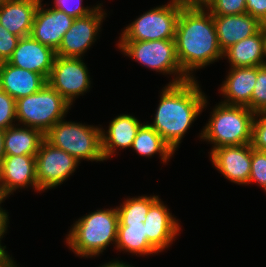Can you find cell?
Instances as JSON below:
<instances>
[{"mask_svg": "<svg viewBox=\"0 0 266 267\" xmlns=\"http://www.w3.org/2000/svg\"><path fill=\"white\" fill-rule=\"evenodd\" d=\"M176 54L182 71L194 79L192 71L223 57L213 15L204 6L185 5L175 32Z\"/></svg>", "mask_w": 266, "mask_h": 267, "instance_id": "cell-1", "label": "cell"}, {"mask_svg": "<svg viewBox=\"0 0 266 267\" xmlns=\"http://www.w3.org/2000/svg\"><path fill=\"white\" fill-rule=\"evenodd\" d=\"M161 94L154 121L149 125L175 152L195 118L207 106V99L195 78L167 84Z\"/></svg>", "mask_w": 266, "mask_h": 267, "instance_id": "cell-2", "label": "cell"}, {"mask_svg": "<svg viewBox=\"0 0 266 267\" xmlns=\"http://www.w3.org/2000/svg\"><path fill=\"white\" fill-rule=\"evenodd\" d=\"M118 224L117 208L96 210L73 224L66 237V244L77 256H97L111 242L116 245Z\"/></svg>", "mask_w": 266, "mask_h": 267, "instance_id": "cell-3", "label": "cell"}, {"mask_svg": "<svg viewBox=\"0 0 266 267\" xmlns=\"http://www.w3.org/2000/svg\"><path fill=\"white\" fill-rule=\"evenodd\" d=\"M200 138L214 144L212 150L223 146L251 144L255 113L246 106L220 102L212 111Z\"/></svg>", "mask_w": 266, "mask_h": 267, "instance_id": "cell-4", "label": "cell"}, {"mask_svg": "<svg viewBox=\"0 0 266 267\" xmlns=\"http://www.w3.org/2000/svg\"><path fill=\"white\" fill-rule=\"evenodd\" d=\"M71 105L48 83L34 94L16 100V120L44 135L71 108Z\"/></svg>", "mask_w": 266, "mask_h": 267, "instance_id": "cell-5", "label": "cell"}, {"mask_svg": "<svg viewBox=\"0 0 266 267\" xmlns=\"http://www.w3.org/2000/svg\"><path fill=\"white\" fill-rule=\"evenodd\" d=\"M101 129L82 123L59 120L46 134L45 140L64 150L79 162L104 161L101 149Z\"/></svg>", "mask_w": 266, "mask_h": 267, "instance_id": "cell-6", "label": "cell"}, {"mask_svg": "<svg viewBox=\"0 0 266 267\" xmlns=\"http://www.w3.org/2000/svg\"><path fill=\"white\" fill-rule=\"evenodd\" d=\"M119 49L127 56L135 59L147 68L163 74H174L176 77L169 82L179 84L190 80L182 71L176 54L175 39L152 41H119ZM178 75V76H177Z\"/></svg>", "mask_w": 266, "mask_h": 267, "instance_id": "cell-7", "label": "cell"}, {"mask_svg": "<svg viewBox=\"0 0 266 267\" xmlns=\"http://www.w3.org/2000/svg\"><path fill=\"white\" fill-rule=\"evenodd\" d=\"M184 6L181 0H171L143 13L123 30L119 41L175 39L177 20Z\"/></svg>", "mask_w": 266, "mask_h": 267, "instance_id": "cell-8", "label": "cell"}, {"mask_svg": "<svg viewBox=\"0 0 266 267\" xmlns=\"http://www.w3.org/2000/svg\"><path fill=\"white\" fill-rule=\"evenodd\" d=\"M36 179L39 191L54 188L75 172L79 161L64 150L44 140L36 156Z\"/></svg>", "mask_w": 266, "mask_h": 267, "instance_id": "cell-9", "label": "cell"}, {"mask_svg": "<svg viewBox=\"0 0 266 267\" xmlns=\"http://www.w3.org/2000/svg\"><path fill=\"white\" fill-rule=\"evenodd\" d=\"M88 69L81 58L56 56L47 83L72 105L90 88Z\"/></svg>", "mask_w": 266, "mask_h": 267, "instance_id": "cell-10", "label": "cell"}, {"mask_svg": "<svg viewBox=\"0 0 266 267\" xmlns=\"http://www.w3.org/2000/svg\"><path fill=\"white\" fill-rule=\"evenodd\" d=\"M101 4L91 14L74 19L69 30L64 34L56 56L81 58L82 54L95 42L100 26L105 17Z\"/></svg>", "mask_w": 266, "mask_h": 267, "instance_id": "cell-11", "label": "cell"}, {"mask_svg": "<svg viewBox=\"0 0 266 267\" xmlns=\"http://www.w3.org/2000/svg\"><path fill=\"white\" fill-rule=\"evenodd\" d=\"M211 162L221 174L236 184H248L251 172V144L223 146L211 150Z\"/></svg>", "mask_w": 266, "mask_h": 267, "instance_id": "cell-12", "label": "cell"}, {"mask_svg": "<svg viewBox=\"0 0 266 267\" xmlns=\"http://www.w3.org/2000/svg\"><path fill=\"white\" fill-rule=\"evenodd\" d=\"M55 58L56 51L53 48L27 36L19 39L8 62L16 67L36 72L47 80Z\"/></svg>", "mask_w": 266, "mask_h": 267, "instance_id": "cell-13", "label": "cell"}, {"mask_svg": "<svg viewBox=\"0 0 266 267\" xmlns=\"http://www.w3.org/2000/svg\"><path fill=\"white\" fill-rule=\"evenodd\" d=\"M73 21L74 18L63 11L55 8L44 9L40 2L34 15L30 36L56 51Z\"/></svg>", "mask_w": 266, "mask_h": 267, "instance_id": "cell-14", "label": "cell"}, {"mask_svg": "<svg viewBox=\"0 0 266 267\" xmlns=\"http://www.w3.org/2000/svg\"><path fill=\"white\" fill-rule=\"evenodd\" d=\"M28 185L39 191L35 156H5L0 164V194L8 197L17 189Z\"/></svg>", "mask_w": 266, "mask_h": 267, "instance_id": "cell-15", "label": "cell"}, {"mask_svg": "<svg viewBox=\"0 0 266 267\" xmlns=\"http://www.w3.org/2000/svg\"><path fill=\"white\" fill-rule=\"evenodd\" d=\"M176 218L169 213V209L158 198L151 206L143 222L145 225L147 240L157 251L162 252L168 248L177 235H179L180 224Z\"/></svg>", "mask_w": 266, "mask_h": 267, "instance_id": "cell-16", "label": "cell"}, {"mask_svg": "<svg viewBox=\"0 0 266 267\" xmlns=\"http://www.w3.org/2000/svg\"><path fill=\"white\" fill-rule=\"evenodd\" d=\"M217 39L224 52L231 45L256 34L264 25L248 13L213 15Z\"/></svg>", "mask_w": 266, "mask_h": 267, "instance_id": "cell-17", "label": "cell"}, {"mask_svg": "<svg viewBox=\"0 0 266 267\" xmlns=\"http://www.w3.org/2000/svg\"><path fill=\"white\" fill-rule=\"evenodd\" d=\"M40 0H3L0 2V24L10 33L30 36L34 15Z\"/></svg>", "mask_w": 266, "mask_h": 267, "instance_id": "cell-18", "label": "cell"}, {"mask_svg": "<svg viewBox=\"0 0 266 267\" xmlns=\"http://www.w3.org/2000/svg\"><path fill=\"white\" fill-rule=\"evenodd\" d=\"M47 80L36 72L11 65L8 61L0 63V89L15 100L39 91Z\"/></svg>", "mask_w": 266, "mask_h": 267, "instance_id": "cell-19", "label": "cell"}, {"mask_svg": "<svg viewBox=\"0 0 266 267\" xmlns=\"http://www.w3.org/2000/svg\"><path fill=\"white\" fill-rule=\"evenodd\" d=\"M223 82L221 94L226 98L222 103L246 106L251 110V95L257 77L256 67H231Z\"/></svg>", "mask_w": 266, "mask_h": 267, "instance_id": "cell-20", "label": "cell"}, {"mask_svg": "<svg viewBox=\"0 0 266 267\" xmlns=\"http://www.w3.org/2000/svg\"><path fill=\"white\" fill-rule=\"evenodd\" d=\"M231 67H256L266 65V25L256 34L231 45L223 52Z\"/></svg>", "mask_w": 266, "mask_h": 267, "instance_id": "cell-21", "label": "cell"}, {"mask_svg": "<svg viewBox=\"0 0 266 267\" xmlns=\"http://www.w3.org/2000/svg\"><path fill=\"white\" fill-rule=\"evenodd\" d=\"M142 124L134 116L122 114L110 122L107 132L101 129V149L104 160L114 155L116 148H131Z\"/></svg>", "mask_w": 266, "mask_h": 267, "instance_id": "cell-22", "label": "cell"}, {"mask_svg": "<svg viewBox=\"0 0 266 267\" xmlns=\"http://www.w3.org/2000/svg\"><path fill=\"white\" fill-rule=\"evenodd\" d=\"M11 126L4 130L5 156H36L45 135L31 127Z\"/></svg>", "mask_w": 266, "mask_h": 267, "instance_id": "cell-23", "label": "cell"}, {"mask_svg": "<svg viewBox=\"0 0 266 267\" xmlns=\"http://www.w3.org/2000/svg\"><path fill=\"white\" fill-rule=\"evenodd\" d=\"M117 249L141 255H153L158 252L147 240L145 225L139 223H119L117 232Z\"/></svg>", "mask_w": 266, "mask_h": 267, "instance_id": "cell-24", "label": "cell"}, {"mask_svg": "<svg viewBox=\"0 0 266 267\" xmlns=\"http://www.w3.org/2000/svg\"><path fill=\"white\" fill-rule=\"evenodd\" d=\"M141 156L151 157L154 154H159L163 163L169 161L174 151L164 141L149 123H144L137 131L132 147Z\"/></svg>", "mask_w": 266, "mask_h": 267, "instance_id": "cell-25", "label": "cell"}, {"mask_svg": "<svg viewBox=\"0 0 266 267\" xmlns=\"http://www.w3.org/2000/svg\"><path fill=\"white\" fill-rule=\"evenodd\" d=\"M158 196H138L127 198L123 204L117 208L119 223H139L144 222L150 206L158 199Z\"/></svg>", "mask_w": 266, "mask_h": 267, "instance_id": "cell-26", "label": "cell"}, {"mask_svg": "<svg viewBox=\"0 0 266 267\" xmlns=\"http://www.w3.org/2000/svg\"><path fill=\"white\" fill-rule=\"evenodd\" d=\"M251 111L266 113V65L257 66V77L251 95Z\"/></svg>", "mask_w": 266, "mask_h": 267, "instance_id": "cell-27", "label": "cell"}, {"mask_svg": "<svg viewBox=\"0 0 266 267\" xmlns=\"http://www.w3.org/2000/svg\"><path fill=\"white\" fill-rule=\"evenodd\" d=\"M212 15L245 14L246 0H210L204 6Z\"/></svg>", "mask_w": 266, "mask_h": 267, "instance_id": "cell-28", "label": "cell"}, {"mask_svg": "<svg viewBox=\"0 0 266 267\" xmlns=\"http://www.w3.org/2000/svg\"><path fill=\"white\" fill-rule=\"evenodd\" d=\"M258 183L266 191V151L252 148L251 172L248 184Z\"/></svg>", "mask_w": 266, "mask_h": 267, "instance_id": "cell-29", "label": "cell"}, {"mask_svg": "<svg viewBox=\"0 0 266 267\" xmlns=\"http://www.w3.org/2000/svg\"><path fill=\"white\" fill-rule=\"evenodd\" d=\"M16 121V100L0 89V129L14 126Z\"/></svg>", "mask_w": 266, "mask_h": 267, "instance_id": "cell-30", "label": "cell"}, {"mask_svg": "<svg viewBox=\"0 0 266 267\" xmlns=\"http://www.w3.org/2000/svg\"><path fill=\"white\" fill-rule=\"evenodd\" d=\"M54 4L52 8L63 11L74 19L91 14L99 6L97 5L93 8L83 7L82 0H54Z\"/></svg>", "mask_w": 266, "mask_h": 267, "instance_id": "cell-31", "label": "cell"}, {"mask_svg": "<svg viewBox=\"0 0 266 267\" xmlns=\"http://www.w3.org/2000/svg\"><path fill=\"white\" fill-rule=\"evenodd\" d=\"M251 146L253 149L266 151V113L255 114L252 125Z\"/></svg>", "mask_w": 266, "mask_h": 267, "instance_id": "cell-32", "label": "cell"}, {"mask_svg": "<svg viewBox=\"0 0 266 267\" xmlns=\"http://www.w3.org/2000/svg\"><path fill=\"white\" fill-rule=\"evenodd\" d=\"M19 39L0 24V63L11 58Z\"/></svg>", "mask_w": 266, "mask_h": 267, "instance_id": "cell-33", "label": "cell"}, {"mask_svg": "<svg viewBox=\"0 0 266 267\" xmlns=\"http://www.w3.org/2000/svg\"><path fill=\"white\" fill-rule=\"evenodd\" d=\"M6 198V196H3L0 194V204L3 202V200ZM8 212H5L0 206V267H17L15 265L16 263L12 260L10 255H8L7 251H5L6 246H1V239L5 232H7L8 228Z\"/></svg>", "mask_w": 266, "mask_h": 267, "instance_id": "cell-34", "label": "cell"}, {"mask_svg": "<svg viewBox=\"0 0 266 267\" xmlns=\"http://www.w3.org/2000/svg\"><path fill=\"white\" fill-rule=\"evenodd\" d=\"M246 12L266 25V0H246Z\"/></svg>", "mask_w": 266, "mask_h": 267, "instance_id": "cell-35", "label": "cell"}, {"mask_svg": "<svg viewBox=\"0 0 266 267\" xmlns=\"http://www.w3.org/2000/svg\"><path fill=\"white\" fill-rule=\"evenodd\" d=\"M188 6H205L210 0H181Z\"/></svg>", "mask_w": 266, "mask_h": 267, "instance_id": "cell-36", "label": "cell"}, {"mask_svg": "<svg viewBox=\"0 0 266 267\" xmlns=\"http://www.w3.org/2000/svg\"><path fill=\"white\" fill-rule=\"evenodd\" d=\"M5 157V150H4V130L0 129V164Z\"/></svg>", "mask_w": 266, "mask_h": 267, "instance_id": "cell-37", "label": "cell"}, {"mask_svg": "<svg viewBox=\"0 0 266 267\" xmlns=\"http://www.w3.org/2000/svg\"><path fill=\"white\" fill-rule=\"evenodd\" d=\"M99 267H134V266H131L129 264H125L123 263L122 261L119 262L118 260L117 261H114V262H108V263H105L104 265L102 266H99Z\"/></svg>", "mask_w": 266, "mask_h": 267, "instance_id": "cell-38", "label": "cell"}]
</instances>
